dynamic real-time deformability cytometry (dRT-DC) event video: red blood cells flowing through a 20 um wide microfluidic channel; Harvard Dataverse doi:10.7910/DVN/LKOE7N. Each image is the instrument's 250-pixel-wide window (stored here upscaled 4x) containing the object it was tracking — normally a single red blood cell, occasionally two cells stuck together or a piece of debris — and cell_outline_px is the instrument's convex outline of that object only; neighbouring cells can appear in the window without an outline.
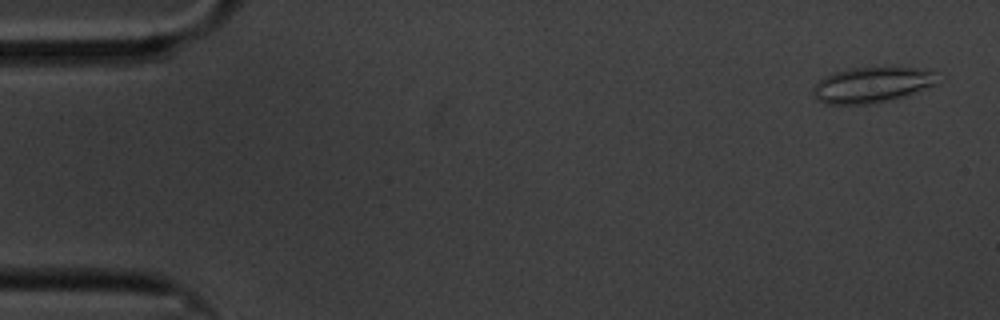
{"species": "common noctule bat (a hibernating species)", "species_latin": "Nyctalus noctula", "temperature_condition": "cold", "stored_images_in_passage": 60, "camera_frame_rate_fps": 3000, "um_per_image_px": 0.085, "animal": {"sex": "male", "body_mass_g": 20.1, "forearm_length_mm": 53.5}, "frame": {"image": 1, "passage_image": 3, "time_ms": 0.667, "image_size_px": [1000, 320], "cell_outline_px": [[936, 84], [900, 96], [868, 104], [824, 104], [816, 100], [812, 96], [812, 88], [820, 80], [832, 72], [848, 68], [916, 68], [932, 72]], "centroid_in_image_um": [73.95, 7.22], "position_along_channel_um": 11.1, "area_um2": 25.03}}
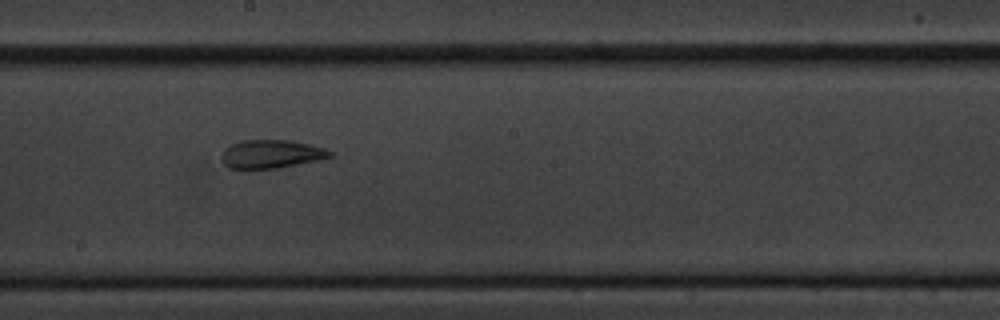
{"frame": {"image": 2, "passage_image": 33, "time_ms": 10.667, "image_size_px": [1000, 320], "cell_outline_px": [[332, 156], [320, 160], [276, 168], [228, 168], [224, 164], [220, 156], [224, 148], [240, 140], [288, 140], [308, 144], [324, 148], [332, 152]], "centroid_in_image_um": [23.03, 13.09], "position_along_channel_um": 225.2, "area_um2": 17.86}}
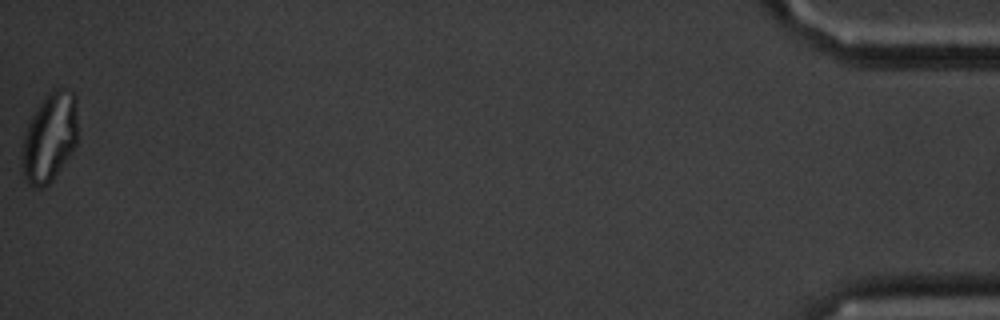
{"frame": {"image": 3, "passage_image": 60, "time_ms": 19.667, "image_size_px": [1000, 320], "cell_outline_px": [[76, 144], [52, 180], [44, 188], [32, 188], [28, 184], [24, 176], [20, 156], [24, 136], [28, 124], [32, 116], [44, 96], [52, 88], [64, 88], [72, 92], [76, 96]], "centroid_in_image_um": [4.19, 11.68], "position_along_channel_um": 431.0, "area_um2": 28.9}, "authors_computed_cell_mechanics": {"area_um2": 22.6865, "velocity_mm_per_s": 3.3657, "shape_relaxation_time_tau1_ms": null, "shape_relaxation_time_tau2_ms": 2.689, "deformation_change_tau1": null, "deformation_change_tau2": 0.0841}}